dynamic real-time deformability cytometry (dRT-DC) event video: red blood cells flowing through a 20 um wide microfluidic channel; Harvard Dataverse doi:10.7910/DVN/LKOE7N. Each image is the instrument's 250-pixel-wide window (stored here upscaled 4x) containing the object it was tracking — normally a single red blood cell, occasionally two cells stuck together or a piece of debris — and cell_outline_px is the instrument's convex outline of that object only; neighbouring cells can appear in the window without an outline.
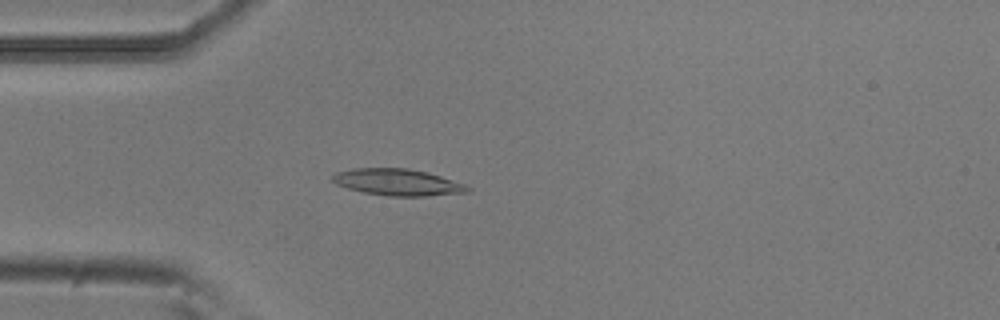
{"species": "common noctule bat (a hibernating species)", "species_latin": "Nyctalus noctula", "temperature_condition": "room temperature", "stored_images_in_passage": 45, "camera_frame_rate_fps": 3000, "um_per_image_px": 0.085, "animal": {"sex": "male", "body_mass_g": 20.5, "forearm_length_mm": 52.5}, "frame": {"image": 1, "passage_image": 6, "time_ms": 1.667, "image_size_px": [1000, 320], "cell_outline_px": [[472, 188], [468, 192], [424, 196], [388, 196], [364, 192], [348, 188], [336, 184], [332, 180], [332, 176], [336, 172], [352, 168], [408, 168], [440, 176], [464, 184]], "centroid_in_image_um": [33.77, 15.49], "position_along_channel_um": 51.2, "area_um2": 20.75}}
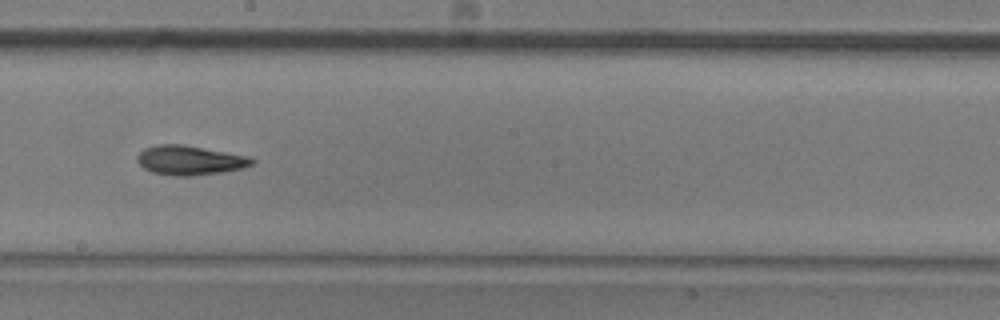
{"frame": {"image": 2, "passage_image": 21, "time_ms": 6.667, "image_size_px": [1000, 320], "cell_outline_px": [[256, 160], [252, 164], [244, 168], [220, 172], [188, 176], [176, 176], [152, 172], [144, 168], [136, 160], [136, 156], [144, 148], [156, 144], [180, 144], [248, 156]], "centroid_in_image_um": [16.1, 13.62], "position_along_channel_um": 232.1, "area_um2": 19.48}}
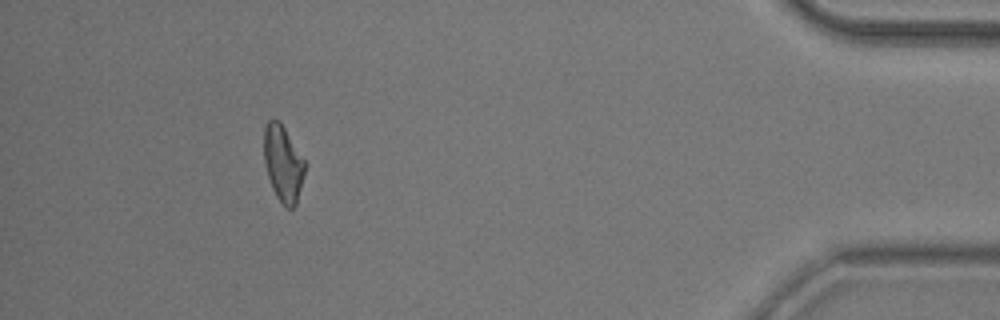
{"frame": {"image": 3, "passage_image": 40, "time_ms": 13.0, "image_size_px": [1000, 320], "cell_outline_px": [[304, 172], [296, 204], [292, 208], [288, 208], [276, 196], [272, 188], [264, 164], [264, 128], [268, 120], [280, 120], [304, 160]], "centroid_in_image_um": [24.03, 13.86], "position_along_channel_um": 411.2, "area_um2": 17.8}, "authors_computed_cell_mechanics": {"area_um2": 18.9584, "velocity_mm_per_s": 3.7716, "shape_relaxation_time_tau1_ms": 5.1609, "shape_relaxation_time_tau2_ms": 3.4734, "deformation_change_tau1": 0.1567, "deformation_change_tau2": 0.1146}}